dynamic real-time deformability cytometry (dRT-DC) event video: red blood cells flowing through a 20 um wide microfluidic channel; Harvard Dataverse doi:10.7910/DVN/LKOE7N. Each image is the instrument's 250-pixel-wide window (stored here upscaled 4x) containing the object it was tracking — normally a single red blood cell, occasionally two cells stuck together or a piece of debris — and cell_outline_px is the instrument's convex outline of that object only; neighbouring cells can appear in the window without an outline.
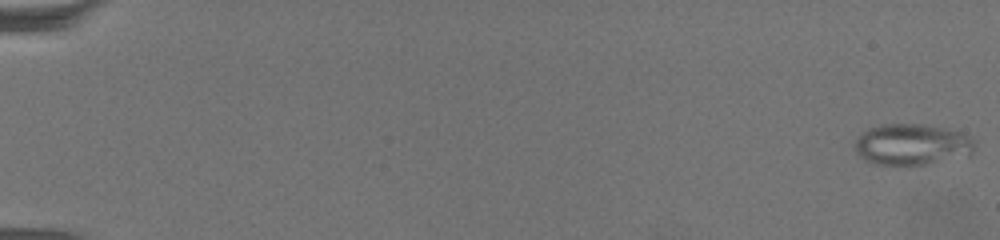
{"species": "common noctule bat (a hibernating species)", "species_latin": "Nyctalus noctula", "temperature_condition": "warm", "stored_images_in_passage": 67, "camera_frame_rate_fps": 3000, "um_per_image_px": 0.085, "animal": {"sex": "female", "body_mass_g": 19.5, "forearm_length_mm": 54.1}, "frame": {"image": 1, "passage_image": 1, "time_ms": 0.0, "image_size_px": [1000, 240], "cell_outline_px": [[976, 148], [972, 156], [924, 164], [872, 164], [864, 160], [856, 152], [856, 140], [860, 132], [868, 128], [884, 124], [924, 124], [948, 128], [972, 136], [976, 140]], "centroid_in_image_um": [77.6, 12.27], "position_along_channel_um": 7.4, "area_um2": 29.3}}
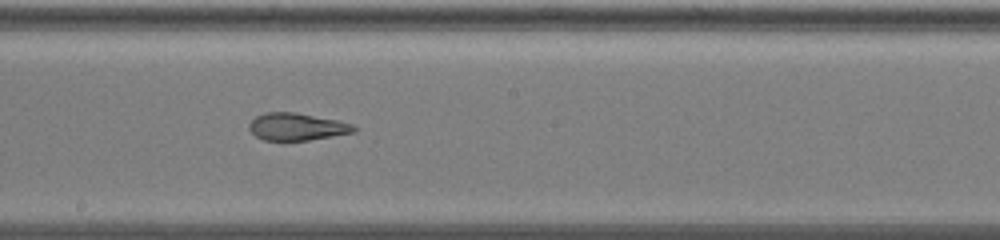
{"frame": {"image": 2, "passage_image": 40, "time_ms": 13.0, "image_size_px": [1000, 240], "cell_outline_px": [[356, 132], [308, 140], [264, 140], [256, 136], [248, 128], [248, 124], [256, 116], [264, 112], [296, 112], [340, 120], [352, 124], [356, 128]], "centroid_in_image_um": [25.24, 10.76], "position_along_channel_um": 223.0, "area_um2": 16.76}}
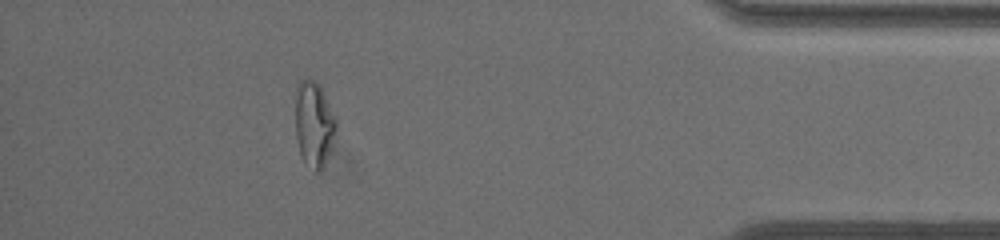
{"frame": {"image": 3, "passage_image": 61, "time_ms": 20.0, "image_size_px": [1000, 240], "cell_outline_px": [[340, 128], [324, 168], [320, 172], [312, 172], [300, 156], [296, 140], [296, 88], [300, 80], [312, 80], [320, 84], [336, 116]], "centroid_in_image_um": [26.74, 10.62], "position_along_channel_um": 408.5, "area_um2": 21.27}, "authors_computed_cell_mechanics": {"area_um2": 21.097, "velocity_mm_per_s": 3.2165, "shape_relaxation_time_tau1_ms": null, "shape_relaxation_time_tau2_ms": 2.7749, "deformation_change_tau1": null, "deformation_change_tau2": 0.1102}}